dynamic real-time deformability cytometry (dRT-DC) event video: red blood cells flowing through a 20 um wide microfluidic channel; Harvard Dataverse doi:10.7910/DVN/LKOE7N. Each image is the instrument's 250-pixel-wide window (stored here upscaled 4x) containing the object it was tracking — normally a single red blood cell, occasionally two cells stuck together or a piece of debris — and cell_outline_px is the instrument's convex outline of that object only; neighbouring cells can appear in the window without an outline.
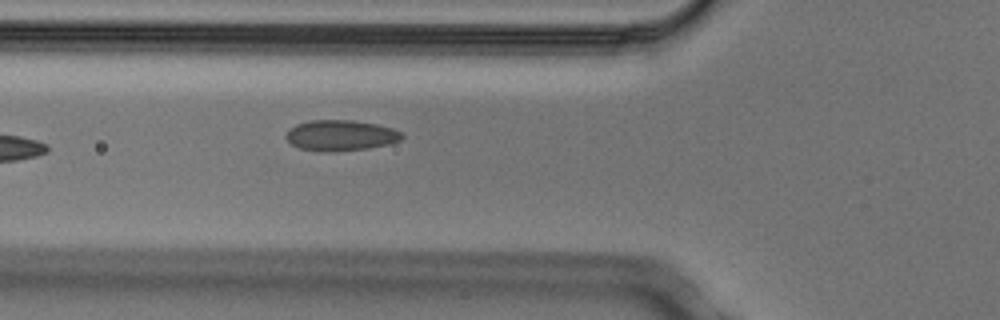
{"species": "Egyptian fruit bat (a non-hibernating species)", "species_latin": "Rousettus aegyptiacus", "temperature_condition": "cold", "stored_images_in_passage": 7, "camera_frame_rate_fps": 3000, "um_per_image_px": 0.085, "animal": {"sex": "male"}, "frame": {"image": 1, "passage_image": 7, "time_ms": 2.0, "image_size_px": [1000, 320], "cell_outline_px": [[404, 136], [400, 140], [388, 144], [368, 148], [332, 152], [324, 152], [300, 148], [292, 144], [284, 136], [288, 128], [296, 124], [312, 120], [352, 120], [376, 124], [392, 128], [400, 132]], "centroid_in_image_um": [28.92, 11.51], "position_along_channel_um": 96.9, "area_um2": 20.75}}